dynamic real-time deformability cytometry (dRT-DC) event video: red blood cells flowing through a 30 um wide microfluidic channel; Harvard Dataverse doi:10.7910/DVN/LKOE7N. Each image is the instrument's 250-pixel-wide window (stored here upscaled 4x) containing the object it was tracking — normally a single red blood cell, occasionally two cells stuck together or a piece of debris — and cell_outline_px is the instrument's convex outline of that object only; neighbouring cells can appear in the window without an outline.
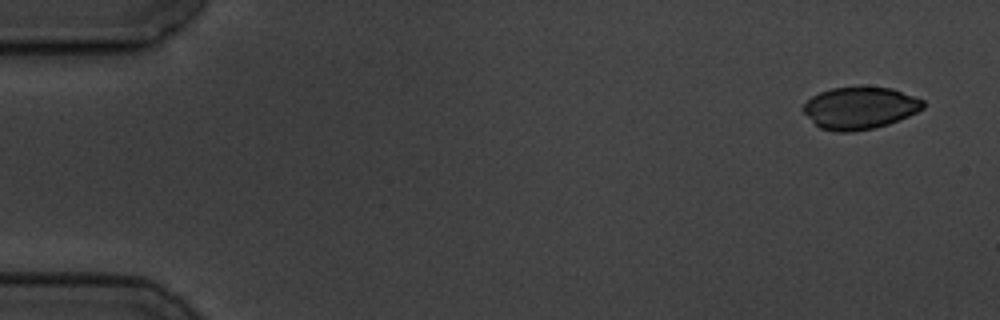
{"species": "common noctule bat (a hibernating species)", "species_latin": "Nyctalus noctula", "temperature_condition": "cold", "stored_images_in_passage": 6, "segment_of_instrument_passage": [1, 2], "camera_frame_rate_fps": 3000, "um_per_image_px": 0.085, "animal": {"sex": "male", "body_mass_g": 19.5, "forearm_length_mm": 54.6}, "frame": {"image": 1, "passage_image": 1, "time_ms": 0.0, "image_size_px": [1000, 320], "cell_outline_px": [[924, 108], [908, 116], [888, 124], [872, 128], [852, 132], [836, 132], [820, 128], [804, 112], [804, 104], [812, 96], [820, 92], [832, 88], [856, 84], [860, 84], [892, 88], [916, 96], [924, 100]], "centroid_in_image_um": [73.12, 9.13], "position_along_channel_um": 11.9, "area_um2": 29.94}}